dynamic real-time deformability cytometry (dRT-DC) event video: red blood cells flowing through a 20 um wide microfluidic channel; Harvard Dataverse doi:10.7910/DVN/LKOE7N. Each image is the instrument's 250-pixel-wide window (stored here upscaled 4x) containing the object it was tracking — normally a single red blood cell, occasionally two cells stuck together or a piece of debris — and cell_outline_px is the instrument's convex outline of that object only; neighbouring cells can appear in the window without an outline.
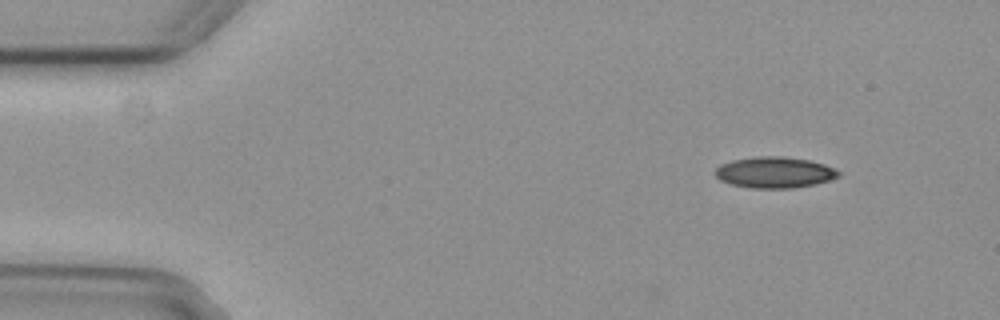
{"species": "common noctule bat (a hibernating species)", "species_latin": "Nyctalus noctula", "temperature_condition": "cold", "stored_images_in_passage": 4, "camera_frame_rate_fps": 3000, "um_per_image_px": 0.085, "animal": {"sex": "female", "body_mass_g": 29.2, "forearm_length_mm": 56.3}, "frame": {"image": 1, "passage_image": 1, "time_ms": 0.0, "image_size_px": [1000, 320], "cell_outline_px": [[840, 176], [828, 180], [812, 184], [792, 188], [752, 188], [732, 184], [720, 180], [712, 172], [720, 164], [732, 160], [756, 156], [784, 156], [812, 160], [824, 164], [840, 172]], "centroid_in_image_um": [65.8, 14.64], "position_along_channel_um": 19.2, "area_um2": 22.37}}
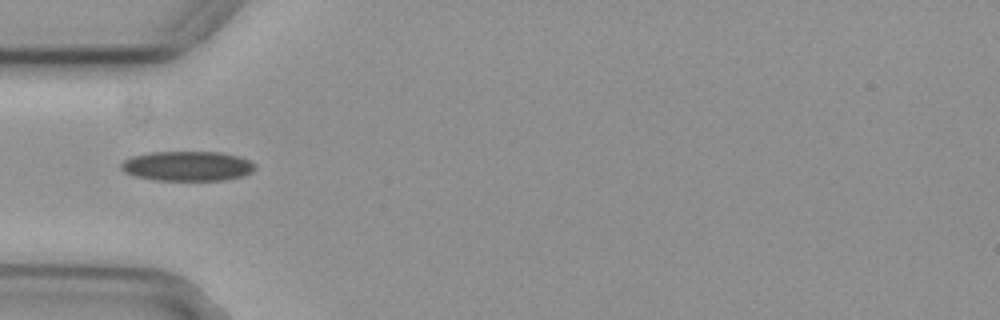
{"frame": {"image": 2, "passage_image": 4, "time_ms": 1.0, "image_size_px": [1000, 320], "cell_outline_px": [[256, 168], [252, 172], [244, 176], [224, 180], [152, 180], [136, 176], [124, 172], [120, 168], [120, 164], [124, 160], [132, 156], [152, 152], [220, 152], [236, 156], [248, 160], [256, 164]], "centroid_in_image_um": [15.93, 14.12], "position_along_channel_um": 69.1, "area_um2": 23.29}}